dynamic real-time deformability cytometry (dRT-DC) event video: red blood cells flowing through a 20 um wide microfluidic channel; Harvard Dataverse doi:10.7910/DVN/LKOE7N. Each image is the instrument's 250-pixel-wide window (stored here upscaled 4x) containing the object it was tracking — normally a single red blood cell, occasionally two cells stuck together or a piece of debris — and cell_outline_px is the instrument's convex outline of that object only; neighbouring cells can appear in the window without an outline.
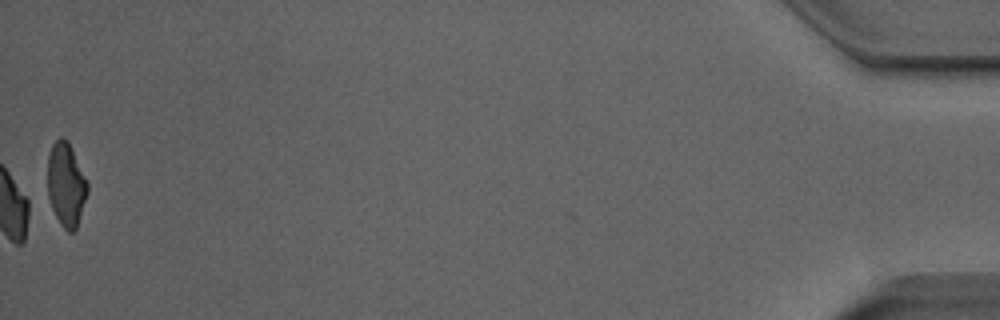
{"species": "Egyptian fruit bat (a non-hibernating species)", "species_latin": "Rousettus aegyptiacus", "temperature_condition": "room temperature", "stored_images_in_passage": 52, "camera_frame_rate_fps": 3000, "um_per_image_px": 0.085, "animal": {"sex": "male"}, "frame": {"image": 1, "passage_image": 52, "time_ms": 17.0, "image_size_px": [1000, 320], "cell_outline_px": [[88, 192], [76, 228], [72, 232], [68, 232], [60, 224], [52, 208], [48, 196], [48, 156], [52, 144], [60, 136], [64, 136], [68, 140], [88, 184]], "centroid_in_image_um": [5.61, 15.66], "position_along_channel_um": 429.6, "area_um2": 19.31}, "authors_computed_cell_mechanics": {"area_um2": 19.3341, "velocity_mm_per_s": 3.9746, "shape_relaxation_time_tau1_ms": null, "shape_relaxation_time_tau2_ms": 2.7649, "deformation_change_tau1": null, "deformation_change_tau2": 0.0776}}